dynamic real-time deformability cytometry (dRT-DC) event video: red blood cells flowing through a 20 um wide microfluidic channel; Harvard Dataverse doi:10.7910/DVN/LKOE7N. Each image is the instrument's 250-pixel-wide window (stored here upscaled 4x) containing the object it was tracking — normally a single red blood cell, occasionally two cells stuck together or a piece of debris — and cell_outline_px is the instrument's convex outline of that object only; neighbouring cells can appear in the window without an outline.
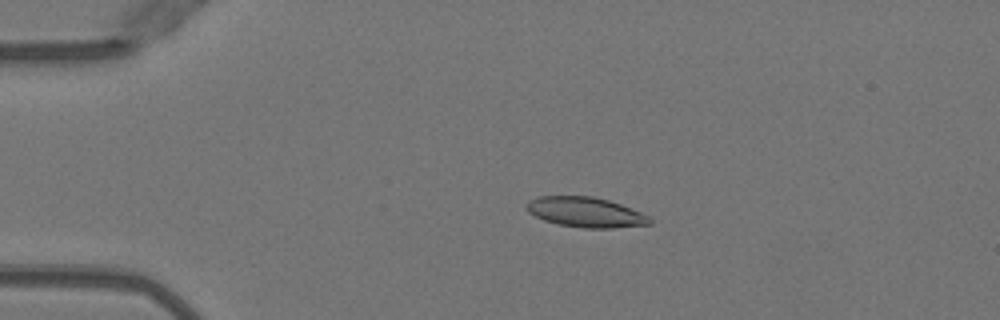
{"species": "Egyptian fruit bat (a non-hibernating species)", "species_latin": "Rousettus aegyptiacus", "temperature_condition": "warm", "stored_images_in_passage": 50, "camera_frame_rate_fps": 3000, "um_per_image_px": 0.085, "animal": {"sex": "female"}, "frame": {"image": 1, "passage_image": 10, "time_ms": 3.0, "image_size_px": [1000, 320], "cell_outline_px": [[652, 224], [612, 228], [584, 228], [560, 224], [544, 220], [528, 212], [524, 208], [524, 204], [528, 200], [540, 196], [592, 196], [608, 200], [620, 204], [640, 212], [648, 216], [652, 220]], "centroid_in_image_um": [49.74, 18.03], "position_along_channel_um": 35.3, "area_um2": 21.56}}
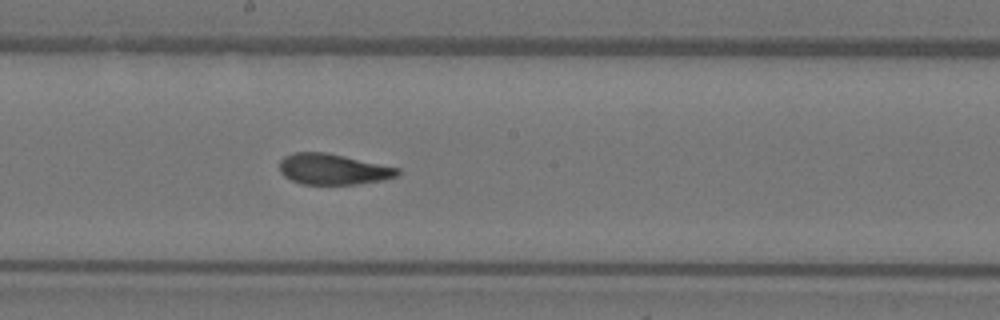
{"frame": {"image": 2, "passage_image": 27, "time_ms": 8.667, "image_size_px": [1000, 320], "cell_outline_px": [[400, 172], [396, 176], [384, 180], [356, 184], [300, 184], [284, 176], [280, 172], [280, 160], [284, 156], [292, 152], [328, 152], [400, 168]], "centroid_in_image_um": [28.3, 14.37], "position_along_channel_um": 219.9, "area_um2": 21.33}}
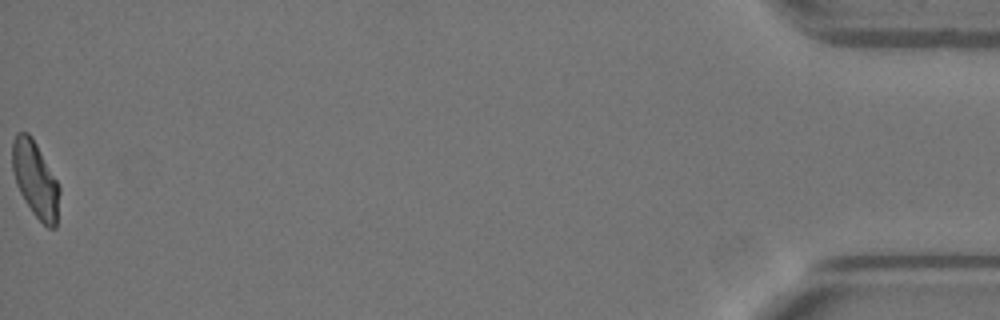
{"frame": {"image": 3, "passage_image": 50, "time_ms": 16.333, "image_size_px": [1000, 320], "cell_outline_px": [[60, 192], [56, 228], [48, 228], [32, 212], [24, 200], [16, 184], [12, 168], [12, 140], [16, 132], [28, 132], [32, 136], [56, 180], [60, 188]], "centroid_in_image_um": [2.99, 15.24], "position_along_channel_um": 432.2, "area_um2": 20.81}, "authors_computed_cell_mechanics": {"area_um2": 21.5883, "velocity_mm_per_s": 4.0253, "shape_relaxation_time_tau1_ms": 6.2182, "shape_relaxation_time_tau2_ms": 1.3947, "deformation_change_tau1": 0.1974, "deformation_change_tau2": 0.0783}}